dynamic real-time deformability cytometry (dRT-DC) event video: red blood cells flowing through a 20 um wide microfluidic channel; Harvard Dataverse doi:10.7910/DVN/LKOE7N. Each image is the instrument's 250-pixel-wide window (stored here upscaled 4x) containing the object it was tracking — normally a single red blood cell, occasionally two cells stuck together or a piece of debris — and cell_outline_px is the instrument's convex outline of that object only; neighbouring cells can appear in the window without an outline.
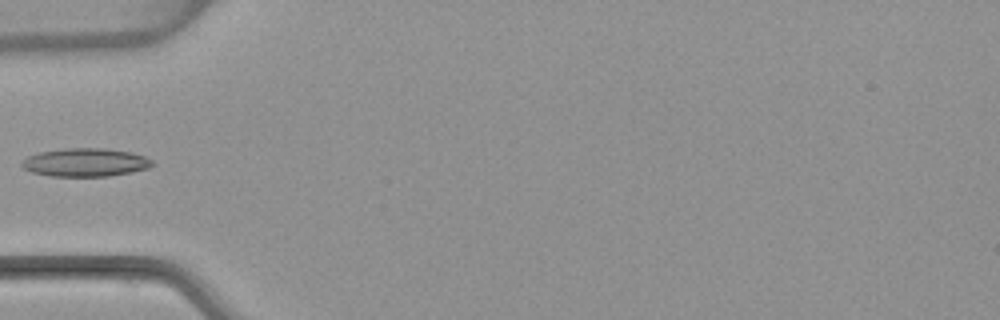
{"species": "common noctule bat (a hibernating species)", "species_latin": "Nyctalus noctula", "temperature_condition": "warm", "stored_images_in_passage": 4, "camera_frame_rate_fps": 3000, "um_per_image_px": 0.085, "animal": {"sex": "female", "body_mass_g": 22.7, "forearm_length_mm": 54.2}, "frame": {"image": 1, "passage_image": 4, "time_ms": 3.667, "image_size_px": [1000, 320], "cell_outline_px": [[156, 164], [148, 168], [132, 172], [108, 176], [52, 176], [32, 172], [24, 168], [20, 164], [28, 156], [40, 152], [64, 148], [104, 148], [132, 152], [144, 156], [152, 160]], "centroid_in_image_um": [7.29, 13.8], "position_along_channel_um": 77.7, "area_um2": 21.5}}